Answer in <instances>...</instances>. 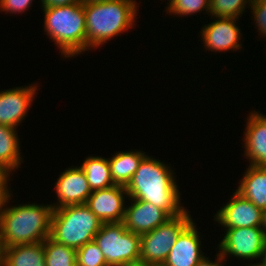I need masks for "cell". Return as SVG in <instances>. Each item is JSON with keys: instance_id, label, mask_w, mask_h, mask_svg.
<instances>
[{"instance_id": "cell-1", "label": "cell", "mask_w": 266, "mask_h": 266, "mask_svg": "<svg viewBox=\"0 0 266 266\" xmlns=\"http://www.w3.org/2000/svg\"><path fill=\"white\" fill-rule=\"evenodd\" d=\"M170 166L146 155L126 186L129 198L149 202L163 209L170 217L186 211L180 203V192Z\"/></svg>"}, {"instance_id": "cell-2", "label": "cell", "mask_w": 266, "mask_h": 266, "mask_svg": "<svg viewBox=\"0 0 266 266\" xmlns=\"http://www.w3.org/2000/svg\"><path fill=\"white\" fill-rule=\"evenodd\" d=\"M52 205L18 204L0 214V240L4 247L44 242L51 233Z\"/></svg>"}, {"instance_id": "cell-3", "label": "cell", "mask_w": 266, "mask_h": 266, "mask_svg": "<svg viewBox=\"0 0 266 266\" xmlns=\"http://www.w3.org/2000/svg\"><path fill=\"white\" fill-rule=\"evenodd\" d=\"M138 4L135 0H108L84 4L86 51L95 49L133 28Z\"/></svg>"}, {"instance_id": "cell-4", "label": "cell", "mask_w": 266, "mask_h": 266, "mask_svg": "<svg viewBox=\"0 0 266 266\" xmlns=\"http://www.w3.org/2000/svg\"><path fill=\"white\" fill-rule=\"evenodd\" d=\"M44 31L64 57L86 51V20L84 3L43 8Z\"/></svg>"}, {"instance_id": "cell-5", "label": "cell", "mask_w": 266, "mask_h": 266, "mask_svg": "<svg viewBox=\"0 0 266 266\" xmlns=\"http://www.w3.org/2000/svg\"><path fill=\"white\" fill-rule=\"evenodd\" d=\"M101 225L102 222L86 204L54 208L50 238L77 250L94 240Z\"/></svg>"}, {"instance_id": "cell-6", "label": "cell", "mask_w": 266, "mask_h": 266, "mask_svg": "<svg viewBox=\"0 0 266 266\" xmlns=\"http://www.w3.org/2000/svg\"><path fill=\"white\" fill-rule=\"evenodd\" d=\"M94 241L108 266H123L140 259V235L126 229L123 222L102 223Z\"/></svg>"}, {"instance_id": "cell-7", "label": "cell", "mask_w": 266, "mask_h": 266, "mask_svg": "<svg viewBox=\"0 0 266 266\" xmlns=\"http://www.w3.org/2000/svg\"><path fill=\"white\" fill-rule=\"evenodd\" d=\"M193 221L189 211L171 217L152 231L140 235V259L161 266L180 233Z\"/></svg>"}, {"instance_id": "cell-8", "label": "cell", "mask_w": 266, "mask_h": 266, "mask_svg": "<svg viewBox=\"0 0 266 266\" xmlns=\"http://www.w3.org/2000/svg\"><path fill=\"white\" fill-rule=\"evenodd\" d=\"M218 244V249L224 259L232 255L246 260H261L265 244V233L261 227L230 228Z\"/></svg>"}, {"instance_id": "cell-9", "label": "cell", "mask_w": 266, "mask_h": 266, "mask_svg": "<svg viewBox=\"0 0 266 266\" xmlns=\"http://www.w3.org/2000/svg\"><path fill=\"white\" fill-rule=\"evenodd\" d=\"M215 221L225 229L261 227L262 210L236 190L230 201L217 211Z\"/></svg>"}, {"instance_id": "cell-10", "label": "cell", "mask_w": 266, "mask_h": 266, "mask_svg": "<svg viewBox=\"0 0 266 266\" xmlns=\"http://www.w3.org/2000/svg\"><path fill=\"white\" fill-rule=\"evenodd\" d=\"M126 196L128 197V193L125 186L114 185L92 191L86 205L102 223L123 222Z\"/></svg>"}, {"instance_id": "cell-11", "label": "cell", "mask_w": 266, "mask_h": 266, "mask_svg": "<svg viewBox=\"0 0 266 266\" xmlns=\"http://www.w3.org/2000/svg\"><path fill=\"white\" fill-rule=\"evenodd\" d=\"M38 87L32 84L27 87H14L0 92V125L17 129L27 115ZM36 94V95H35Z\"/></svg>"}, {"instance_id": "cell-12", "label": "cell", "mask_w": 266, "mask_h": 266, "mask_svg": "<svg viewBox=\"0 0 266 266\" xmlns=\"http://www.w3.org/2000/svg\"><path fill=\"white\" fill-rule=\"evenodd\" d=\"M236 18L216 17L215 21L204 25L201 31L206 50L220 52L242 48V37Z\"/></svg>"}, {"instance_id": "cell-13", "label": "cell", "mask_w": 266, "mask_h": 266, "mask_svg": "<svg viewBox=\"0 0 266 266\" xmlns=\"http://www.w3.org/2000/svg\"><path fill=\"white\" fill-rule=\"evenodd\" d=\"M55 190L58 202L51 204L53 208L86 204L92 193L86 175L80 166H72L62 172L57 179Z\"/></svg>"}, {"instance_id": "cell-14", "label": "cell", "mask_w": 266, "mask_h": 266, "mask_svg": "<svg viewBox=\"0 0 266 266\" xmlns=\"http://www.w3.org/2000/svg\"><path fill=\"white\" fill-rule=\"evenodd\" d=\"M128 199L132 200L131 206H126L123 223L125 228L133 233L141 235L152 231L171 218L163 209L152 203Z\"/></svg>"}, {"instance_id": "cell-15", "label": "cell", "mask_w": 266, "mask_h": 266, "mask_svg": "<svg viewBox=\"0 0 266 266\" xmlns=\"http://www.w3.org/2000/svg\"><path fill=\"white\" fill-rule=\"evenodd\" d=\"M192 221L178 236L161 266H195L203 257L200 233Z\"/></svg>"}, {"instance_id": "cell-16", "label": "cell", "mask_w": 266, "mask_h": 266, "mask_svg": "<svg viewBox=\"0 0 266 266\" xmlns=\"http://www.w3.org/2000/svg\"><path fill=\"white\" fill-rule=\"evenodd\" d=\"M247 118L244 156L249 159V165L266 167V116L254 111Z\"/></svg>"}, {"instance_id": "cell-17", "label": "cell", "mask_w": 266, "mask_h": 266, "mask_svg": "<svg viewBox=\"0 0 266 266\" xmlns=\"http://www.w3.org/2000/svg\"><path fill=\"white\" fill-rule=\"evenodd\" d=\"M262 211L266 209V167L249 165L236 189Z\"/></svg>"}, {"instance_id": "cell-18", "label": "cell", "mask_w": 266, "mask_h": 266, "mask_svg": "<svg viewBox=\"0 0 266 266\" xmlns=\"http://www.w3.org/2000/svg\"><path fill=\"white\" fill-rule=\"evenodd\" d=\"M145 156V152L137 150L119 151L109 158L110 173L114 184L126 187Z\"/></svg>"}, {"instance_id": "cell-19", "label": "cell", "mask_w": 266, "mask_h": 266, "mask_svg": "<svg viewBox=\"0 0 266 266\" xmlns=\"http://www.w3.org/2000/svg\"><path fill=\"white\" fill-rule=\"evenodd\" d=\"M4 266H46L43 242L4 247Z\"/></svg>"}, {"instance_id": "cell-20", "label": "cell", "mask_w": 266, "mask_h": 266, "mask_svg": "<svg viewBox=\"0 0 266 266\" xmlns=\"http://www.w3.org/2000/svg\"><path fill=\"white\" fill-rule=\"evenodd\" d=\"M80 168L86 175L91 191L106 189L115 185L111 178L108 158L88 156Z\"/></svg>"}, {"instance_id": "cell-21", "label": "cell", "mask_w": 266, "mask_h": 266, "mask_svg": "<svg viewBox=\"0 0 266 266\" xmlns=\"http://www.w3.org/2000/svg\"><path fill=\"white\" fill-rule=\"evenodd\" d=\"M16 128L0 125V165L10 173L21 164V149L19 147Z\"/></svg>"}, {"instance_id": "cell-22", "label": "cell", "mask_w": 266, "mask_h": 266, "mask_svg": "<svg viewBox=\"0 0 266 266\" xmlns=\"http://www.w3.org/2000/svg\"><path fill=\"white\" fill-rule=\"evenodd\" d=\"M43 246L46 266H76V249L59 244L50 237Z\"/></svg>"}, {"instance_id": "cell-23", "label": "cell", "mask_w": 266, "mask_h": 266, "mask_svg": "<svg viewBox=\"0 0 266 266\" xmlns=\"http://www.w3.org/2000/svg\"><path fill=\"white\" fill-rule=\"evenodd\" d=\"M251 2L252 0H210L209 14L212 17L214 16L213 18L227 17L239 19L240 14L245 12V6H248Z\"/></svg>"}, {"instance_id": "cell-24", "label": "cell", "mask_w": 266, "mask_h": 266, "mask_svg": "<svg viewBox=\"0 0 266 266\" xmlns=\"http://www.w3.org/2000/svg\"><path fill=\"white\" fill-rule=\"evenodd\" d=\"M76 266H108L103 253L93 240L76 250Z\"/></svg>"}, {"instance_id": "cell-25", "label": "cell", "mask_w": 266, "mask_h": 266, "mask_svg": "<svg viewBox=\"0 0 266 266\" xmlns=\"http://www.w3.org/2000/svg\"><path fill=\"white\" fill-rule=\"evenodd\" d=\"M166 11L169 14L189 16L200 11H210V0H171L167 2Z\"/></svg>"}, {"instance_id": "cell-26", "label": "cell", "mask_w": 266, "mask_h": 266, "mask_svg": "<svg viewBox=\"0 0 266 266\" xmlns=\"http://www.w3.org/2000/svg\"><path fill=\"white\" fill-rule=\"evenodd\" d=\"M249 6L253 10L251 12H253L258 32L266 37V0H252Z\"/></svg>"}, {"instance_id": "cell-27", "label": "cell", "mask_w": 266, "mask_h": 266, "mask_svg": "<svg viewBox=\"0 0 266 266\" xmlns=\"http://www.w3.org/2000/svg\"><path fill=\"white\" fill-rule=\"evenodd\" d=\"M32 4V0H0V10L9 13L25 12Z\"/></svg>"}, {"instance_id": "cell-28", "label": "cell", "mask_w": 266, "mask_h": 266, "mask_svg": "<svg viewBox=\"0 0 266 266\" xmlns=\"http://www.w3.org/2000/svg\"><path fill=\"white\" fill-rule=\"evenodd\" d=\"M42 7H58V6H67L74 3H82L81 0H41Z\"/></svg>"}, {"instance_id": "cell-29", "label": "cell", "mask_w": 266, "mask_h": 266, "mask_svg": "<svg viewBox=\"0 0 266 266\" xmlns=\"http://www.w3.org/2000/svg\"><path fill=\"white\" fill-rule=\"evenodd\" d=\"M7 187L8 185H0V214L4 211V207L8 206L7 203L9 199H11L10 197H13V195H11L12 193L10 192V189Z\"/></svg>"}, {"instance_id": "cell-30", "label": "cell", "mask_w": 266, "mask_h": 266, "mask_svg": "<svg viewBox=\"0 0 266 266\" xmlns=\"http://www.w3.org/2000/svg\"><path fill=\"white\" fill-rule=\"evenodd\" d=\"M217 256L216 261H210L209 258L204 256L195 266H223L221 262L226 261L221 253L219 252Z\"/></svg>"}, {"instance_id": "cell-31", "label": "cell", "mask_w": 266, "mask_h": 266, "mask_svg": "<svg viewBox=\"0 0 266 266\" xmlns=\"http://www.w3.org/2000/svg\"><path fill=\"white\" fill-rule=\"evenodd\" d=\"M10 172L0 165V185H8V180L10 178Z\"/></svg>"}, {"instance_id": "cell-32", "label": "cell", "mask_w": 266, "mask_h": 266, "mask_svg": "<svg viewBox=\"0 0 266 266\" xmlns=\"http://www.w3.org/2000/svg\"><path fill=\"white\" fill-rule=\"evenodd\" d=\"M123 266H157V265L148 263L146 261L139 259V260L131 261L130 263L124 264Z\"/></svg>"}, {"instance_id": "cell-33", "label": "cell", "mask_w": 266, "mask_h": 266, "mask_svg": "<svg viewBox=\"0 0 266 266\" xmlns=\"http://www.w3.org/2000/svg\"><path fill=\"white\" fill-rule=\"evenodd\" d=\"M0 266H4V245L0 240Z\"/></svg>"}, {"instance_id": "cell-34", "label": "cell", "mask_w": 266, "mask_h": 266, "mask_svg": "<svg viewBox=\"0 0 266 266\" xmlns=\"http://www.w3.org/2000/svg\"><path fill=\"white\" fill-rule=\"evenodd\" d=\"M261 229L263 230V232L265 233V236H266V209L262 211Z\"/></svg>"}, {"instance_id": "cell-35", "label": "cell", "mask_w": 266, "mask_h": 266, "mask_svg": "<svg viewBox=\"0 0 266 266\" xmlns=\"http://www.w3.org/2000/svg\"><path fill=\"white\" fill-rule=\"evenodd\" d=\"M261 261L266 264V238H265V244H264V248H263V256Z\"/></svg>"}, {"instance_id": "cell-36", "label": "cell", "mask_w": 266, "mask_h": 266, "mask_svg": "<svg viewBox=\"0 0 266 266\" xmlns=\"http://www.w3.org/2000/svg\"><path fill=\"white\" fill-rule=\"evenodd\" d=\"M108 0H81L82 3L87 4V3H95V2H104Z\"/></svg>"}, {"instance_id": "cell-37", "label": "cell", "mask_w": 266, "mask_h": 266, "mask_svg": "<svg viewBox=\"0 0 266 266\" xmlns=\"http://www.w3.org/2000/svg\"><path fill=\"white\" fill-rule=\"evenodd\" d=\"M248 266H266V264H264L262 261H260L259 263H257L256 261V264H250Z\"/></svg>"}]
</instances>
